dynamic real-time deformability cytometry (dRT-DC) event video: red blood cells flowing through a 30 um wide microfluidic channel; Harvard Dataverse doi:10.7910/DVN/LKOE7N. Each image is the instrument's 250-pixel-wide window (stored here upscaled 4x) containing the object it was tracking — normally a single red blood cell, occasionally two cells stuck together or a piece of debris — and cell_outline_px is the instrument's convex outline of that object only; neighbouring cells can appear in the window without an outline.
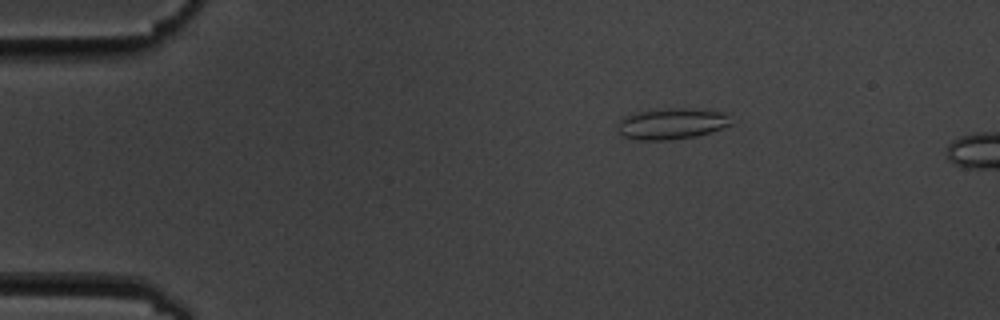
{"species": "common noctule bat (a hibernating species)", "species_latin": "Nyctalus noctula", "temperature_condition": "cold", "stored_images_in_passage": 4, "camera_frame_rate_fps": 3000, "um_per_image_px": 0.085, "animal": {"sex": "male", "body_mass_g": 19.5, "forearm_length_mm": 54.6}, "frame": {"image": 1, "passage_image": 2, "time_ms": 2.0, "image_size_px": [1000, 320], "cell_outline_px": [[732, 124], [696, 136], [664, 140], [640, 140], [624, 136], [620, 132], [620, 120], [624, 116], [640, 112], [664, 108], [684, 108], [720, 112]], "centroid_in_image_um": [57.04, 10.52], "position_along_channel_um": 28.0, "area_um2": 19.71}}